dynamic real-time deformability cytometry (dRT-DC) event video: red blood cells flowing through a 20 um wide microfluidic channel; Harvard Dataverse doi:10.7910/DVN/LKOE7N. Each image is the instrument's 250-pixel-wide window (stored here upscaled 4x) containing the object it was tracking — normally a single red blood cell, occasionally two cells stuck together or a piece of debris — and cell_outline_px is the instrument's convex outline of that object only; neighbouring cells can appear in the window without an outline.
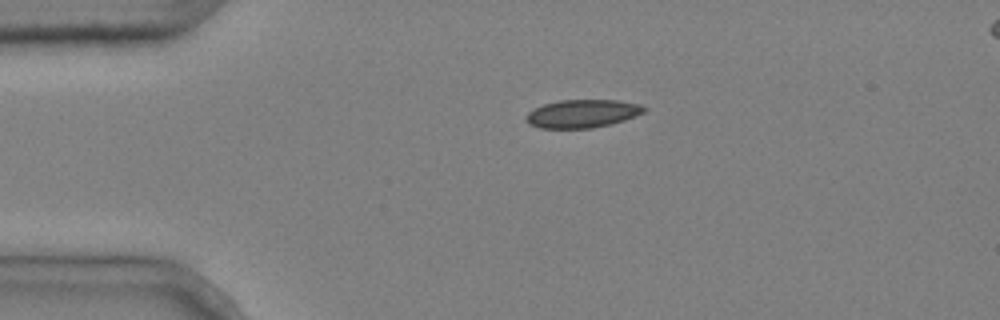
{"species": "common noctule bat (a hibernating species)", "species_latin": "Nyctalus noctula", "temperature_condition": "cold", "stored_images_in_passage": 3, "segment_of_instrument_passage": [1, 2], "camera_frame_rate_fps": 3000, "um_per_image_px": 0.085, "animal": {"sex": "male", "body_mass_g": 20.4}, "frame": {"image": 1, "passage_image": 1, "time_ms": 0.0, "image_size_px": [1000, 320], "cell_outline_px": [[648, 108], [644, 112], [624, 120], [592, 128], [540, 128], [528, 124], [524, 120], [524, 116], [528, 112], [544, 104], [560, 100], [616, 100], [640, 104]], "centroid_in_image_um": [49.47, 9.66], "position_along_channel_um": 35.5, "area_um2": 19.31}}